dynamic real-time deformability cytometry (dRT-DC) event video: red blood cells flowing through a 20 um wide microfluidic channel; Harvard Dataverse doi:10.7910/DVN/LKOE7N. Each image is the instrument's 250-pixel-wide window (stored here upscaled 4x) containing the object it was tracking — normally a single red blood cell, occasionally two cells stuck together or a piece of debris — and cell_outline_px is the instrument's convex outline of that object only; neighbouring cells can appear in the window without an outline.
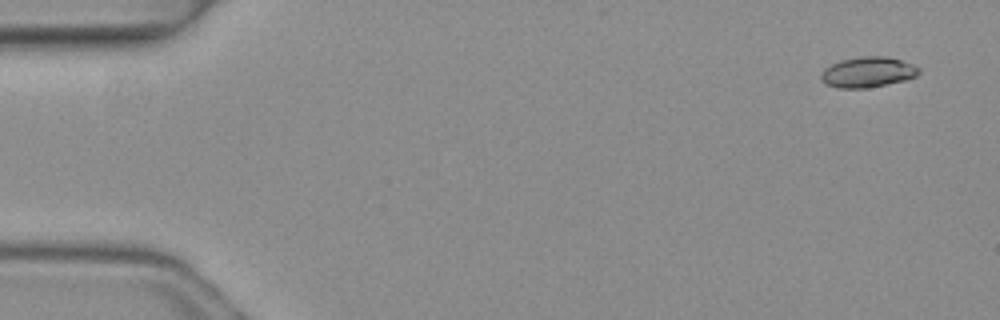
{"species": "common noctule bat (a hibernating species)", "species_latin": "Nyctalus noctula", "temperature_condition": "warm", "stored_images_in_passage": 5, "camera_frame_rate_fps": 3000, "um_per_image_px": 0.085, "animal": {"sex": "female", "body_mass_g": 19.3, "forearm_length_mm": 54.1}, "frame": {"image": 1, "passage_image": 1, "time_ms": 0.0, "image_size_px": [1000, 320], "cell_outline_px": [[920, 72], [916, 76], [904, 80], [864, 88], [840, 88], [824, 84], [820, 80], [820, 76], [824, 68], [840, 60], [860, 56], [888, 56], [912, 64], [920, 68]], "centroid_in_image_um": [73.73, 6.12], "position_along_channel_um": 11.3, "area_um2": 17.34}}
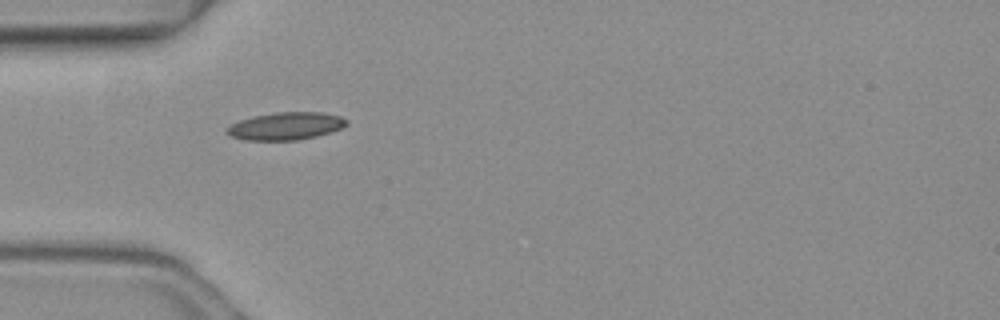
{"frame": {"image": 2, "passage_image": 4, "time_ms": 1.0, "image_size_px": [1000, 320], "cell_outline_px": [[348, 124], [340, 128], [316, 136], [296, 140], [244, 140], [232, 136], [228, 132], [228, 128], [232, 124], [240, 120], [252, 116], [276, 112], [320, 112], [340, 116], [348, 120]], "centroid_in_image_um": [24.31, 10.7], "position_along_channel_um": 60.7, "area_um2": 18.96}}
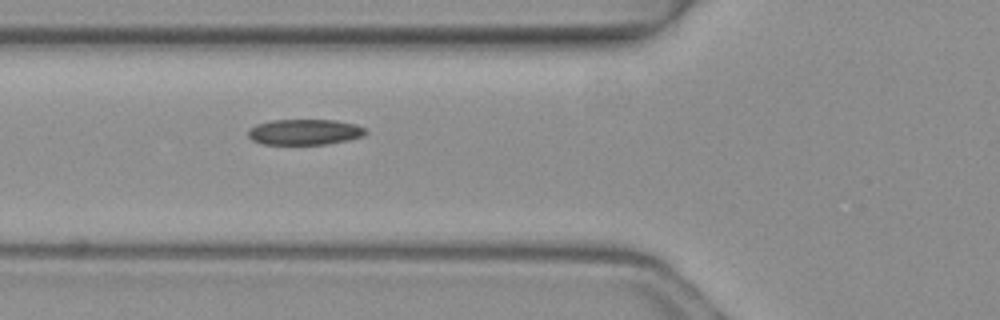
{"frame": {"image": 3, "passage_image": 5, "time_ms": 1.333, "image_size_px": [1000, 320], "cell_outline_px": [[368, 132], [364, 136], [348, 140], [324, 144], [260, 144], [252, 140], [248, 136], [248, 128], [256, 124], [272, 120], [336, 120], [356, 124], [368, 128]], "centroid_in_image_um": [25.91, 11.21], "position_along_channel_um": 99.9, "area_um2": 17.8}}